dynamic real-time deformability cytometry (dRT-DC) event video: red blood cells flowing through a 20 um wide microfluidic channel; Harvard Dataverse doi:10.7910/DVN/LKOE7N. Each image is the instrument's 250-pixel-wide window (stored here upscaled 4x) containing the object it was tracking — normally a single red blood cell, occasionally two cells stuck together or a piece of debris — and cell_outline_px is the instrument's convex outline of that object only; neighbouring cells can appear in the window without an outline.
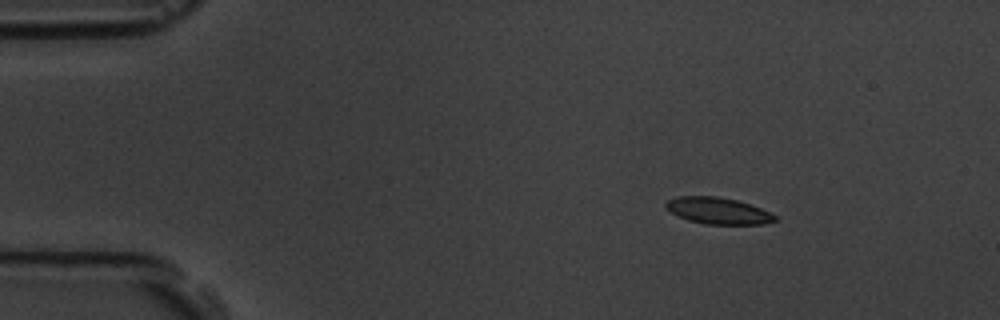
{"species": "common noctule bat (a hibernating species)", "species_latin": "Nyctalus noctula", "temperature_condition": "room temperature", "stored_images_in_passage": 9, "camera_frame_rate_fps": 3000, "um_per_image_px": 0.085, "animal": {"sex": "male", "body_mass_g": 19.5, "forearm_length_mm": 54.6}, "frame": {"image": 1, "passage_image": 1, "time_ms": 0.0, "image_size_px": [1000, 320], "cell_outline_px": [[780, 220], [764, 224], [704, 224], [688, 220], [664, 208], [664, 204], [668, 200], [680, 196], [716, 196], [736, 200], [760, 208], [776, 216]], "centroid_in_image_um": [61.03, 17.92], "position_along_channel_um": 24.0, "area_um2": 16.76}}
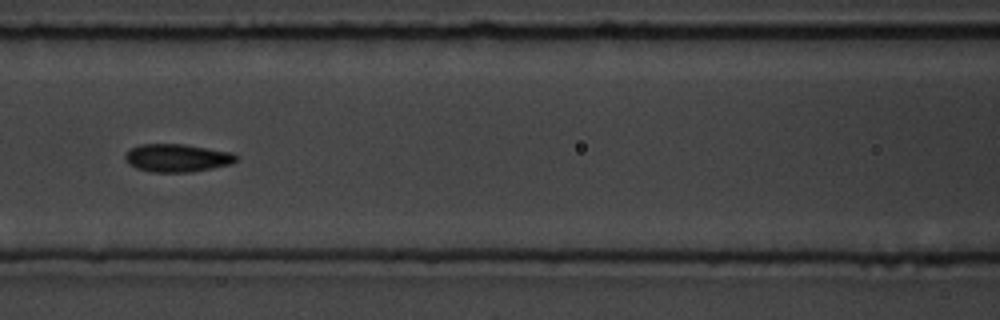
{"frame": {"image": 2, "passage_image": 6, "time_ms": 5.667, "image_size_px": [1000, 320], "cell_outline_px": [[240, 156], [232, 164], [192, 172], [152, 172], [136, 168], [128, 164], [124, 156], [132, 148], [140, 144], [184, 144], [232, 152]], "centroid_in_image_um": [15.09, 13.42], "position_along_channel_um": 151.5, "area_um2": 18.15}}
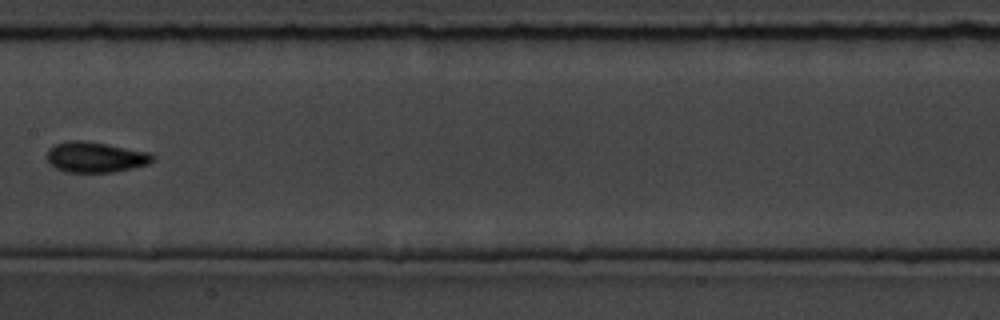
{"frame": {"image": 3, "passage_image": 7, "time_ms": 7.0, "image_size_px": [1000, 320], "cell_outline_px": [[156, 160], [148, 164], [132, 168], [112, 172], [64, 172], [56, 168], [48, 160], [48, 148], [52, 144], [68, 140], [84, 140], [108, 144], [152, 152], [156, 156]], "centroid_in_image_um": [8.16, 13.34], "position_along_channel_um": 199.2, "area_um2": 19.13}}